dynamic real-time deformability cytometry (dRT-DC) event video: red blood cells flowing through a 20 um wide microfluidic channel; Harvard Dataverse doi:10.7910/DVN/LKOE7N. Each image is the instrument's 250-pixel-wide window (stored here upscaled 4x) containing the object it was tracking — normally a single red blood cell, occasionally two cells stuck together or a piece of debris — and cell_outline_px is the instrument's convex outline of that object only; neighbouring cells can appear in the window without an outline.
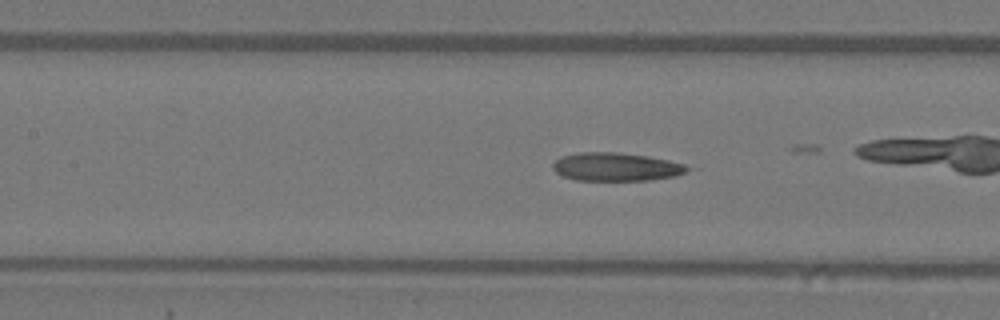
{"species": "Egyptian fruit bat (a non-hibernating species)", "species_latin": "Rousettus aegyptiacus", "temperature_condition": "warm", "stored_images_in_passage": 50, "camera_frame_rate_fps": 3000, "um_per_image_px": 0.085, "animal": {"sex": "female"}, "frame": {"image": 1, "passage_image": 22, "time_ms": 7.0, "image_size_px": [1000, 320], "cell_outline_px": [[700, 168], [676, 176], [648, 180], [576, 180], [564, 176], [556, 172], [552, 168], [552, 164], [560, 156], [580, 152], [616, 152], [648, 156], [668, 160]], "centroid_in_image_um": [52.45, 14.18], "position_along_channel_um": 155.0, "area_um2": 22.48}, "authors_computed_cell_mechanics": {"area_um2": 22.6287, "velocity_mm_per_s": 4.0358, "shape_relaxation_time_tau1_ms": 5.897, "shape_relaxation_time_tau2_ms": 4.6307, "deformation_change_tau1": 0.1809, "deformation_change_tau2": 0.1556}}